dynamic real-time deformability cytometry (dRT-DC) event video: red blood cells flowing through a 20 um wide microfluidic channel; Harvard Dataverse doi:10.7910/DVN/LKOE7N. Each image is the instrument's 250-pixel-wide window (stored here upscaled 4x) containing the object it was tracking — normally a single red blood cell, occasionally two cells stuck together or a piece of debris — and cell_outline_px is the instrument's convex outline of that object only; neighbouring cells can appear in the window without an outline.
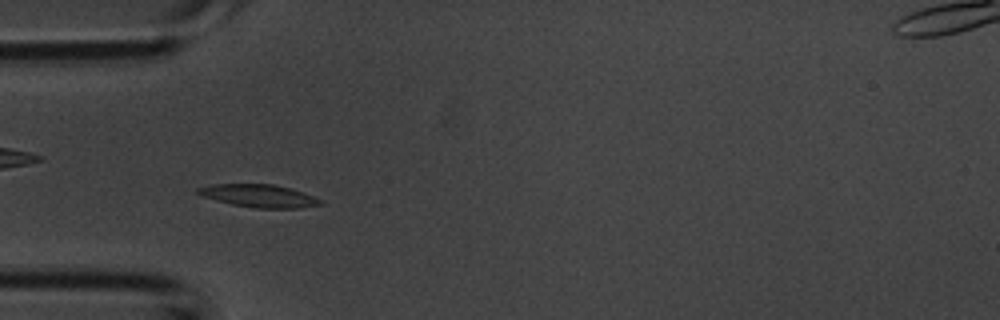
{"species": "common noctule bat (a hibernating species)", "species_latin": "Nyctalus noctula", "temperature_condition": "room temperature", "stored_images_in_passage": 39, "camera_frame_rate_fps": 3000, "um_per_image_px": 0.085, "animal": {"sex": "male", "body_mass_g": 20.1, "forearm_length_mm": 53.5}, "frame": {"image": 1, "passage_image": 10, "time_ms": 3.0, "image_size_px": [1000, 320], "cell_outline_px": [[324, 200], [320, 204], [296, 208], [256, 208], [232, 204], [200, 196], [192, 192], [196, 188], [212, 184], [272, 184], [304, 192]], "centroid_in_image_um": [21.94, 16.64], "position_along_channel_um": 63.1, "area_um2": 16.3}}
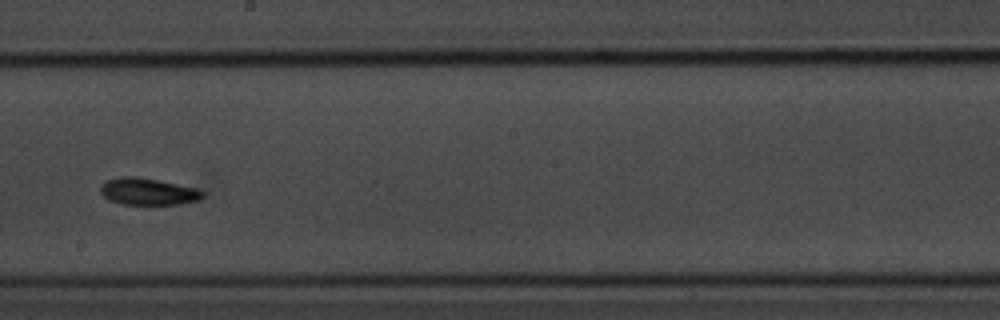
{"frame": {"image": 2, "passage_image": 21, "time_ms": 6.667, "image_size_px": [1000, 320], "cell_outline_px": [[204, 196], [200, 200], [180, 204], [124, 204], [108, 200], [100, 192], [100, 188], [108, 180], [120, 176], [136, 176], [200, 188], [204, 192]], "centroid_in_image_um": [12.63, 16.28], "position_along_channel_um": 235.6, "area_um2": 16.07}}
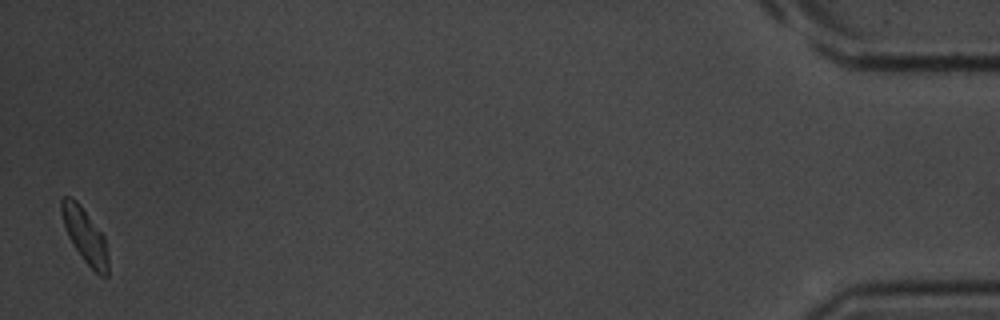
{"frame": {"image": 3, "passage_image": 39, "time_ms": 12.667, "image_size_px": [1000, 320], "cell_outline_px": [[108, 276], [100, 276], [84, 260], [72, 244], [68, 236], [60, 212], [60, 200], [64, 196], [72, 196], [80, 204], [104, 236], [108, 256]], "centroid_in_image_um": [7.2, 19.99], "position_along_channel_um": 428.0, "area_um2": 14.8}}